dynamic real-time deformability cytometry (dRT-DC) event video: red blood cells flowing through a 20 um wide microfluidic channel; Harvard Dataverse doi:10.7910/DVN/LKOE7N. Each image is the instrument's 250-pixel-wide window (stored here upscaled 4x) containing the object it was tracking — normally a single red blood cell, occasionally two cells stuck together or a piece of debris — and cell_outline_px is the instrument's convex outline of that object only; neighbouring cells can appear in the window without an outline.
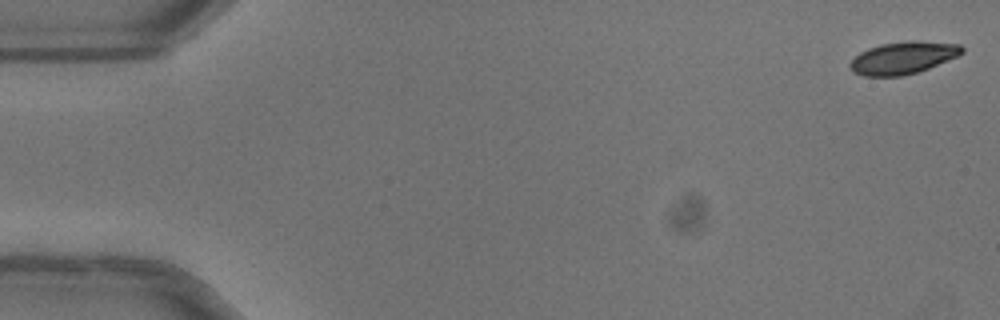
{"species": "common noctule bat (a hibernating species)", "species_latin": "Nyctalus noctula", "temperature_condition": "warm", "stored_images_in_passage": 51, "camera_frame_rate_fps": 3000, "um_per_image_px": 0.085, "animal": {"sex": "female"}, "frame": {"image": 1, "passage_image": 1, "time_ms": 0.0, "image_size_px": [1000, 320], "cell_outline_px": [[964, 52], [956, 56], [928, 68], [916, 72], [900, 76], [864, 76], [852, 72], [848, 68], [848, 64], [860, 52], [868, 48], [880, 44], [908, 40], [920, 40], [960, 44], [964, 48]], "centroid_in_image_um": [76.73, 4.9], "position_along_channel_um": 8.3, "area_um2": 21.15}}
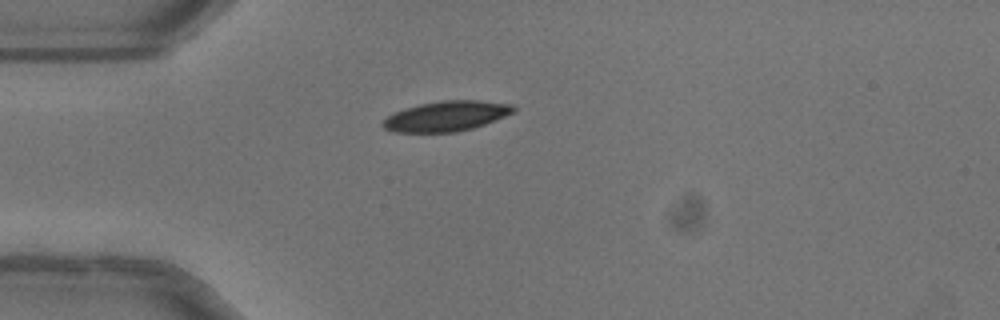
{"frame": {"image": 2, "passage_image": 14, "time_ms": 4.333, "image_size_px": [1000, 320], "cell_outline_px": [[516, 112], [484, 124], [472, 128], [456, 132], [392, 132], [384, 128], [380, 124], [392, 112], [404, 108], [420, 104], [440, 100], [480, 100], [516, 104]], "centroid_in_image_um": [37.96, 9.86], "position_along_channel_um": 47.0, "area_um2": 23.24}}
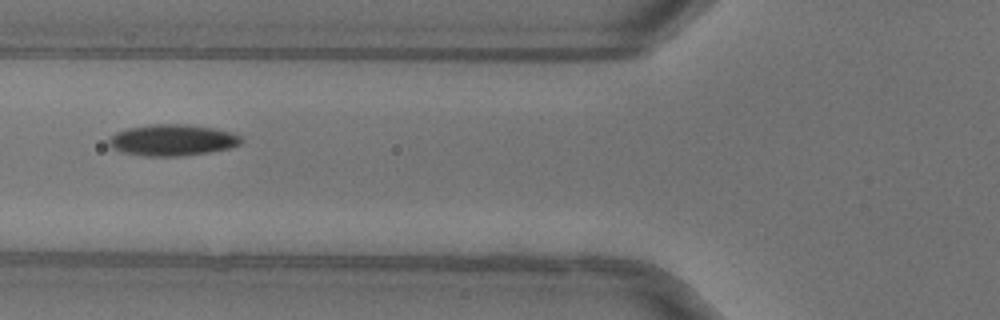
{"frame": {"image": 3, "passage_image": 20, "time_ms": 6.333, "image_size_px": [1000, 320], "cell_outline_px": [[244, 140], [240, 144], [232, 148], [208, 152], [180, 156], [144, 156], [120, 152], [112, 148], [108, 144], [108, 136], [116, 132], [128, 128], [152, 124], [188, 124], [212, 128], [232, 132], [240, 136]], "centroid_in_image_um": [14.63, 11.91], "position_along_channel_um": 111.2, "area_um2": 24.39}, "authors_computed_cell_mechanics": {"area_um2": 23.0044, "velocity_mm_per_s": 4.0066, "shape_relaxation_time_tau1_ms": 3.3602, "shape_relaxation_time_tau2_ms": 7.4521, "deformation_change_tau1": 0.1262, "deformation_change_tau2": 0.1034}}